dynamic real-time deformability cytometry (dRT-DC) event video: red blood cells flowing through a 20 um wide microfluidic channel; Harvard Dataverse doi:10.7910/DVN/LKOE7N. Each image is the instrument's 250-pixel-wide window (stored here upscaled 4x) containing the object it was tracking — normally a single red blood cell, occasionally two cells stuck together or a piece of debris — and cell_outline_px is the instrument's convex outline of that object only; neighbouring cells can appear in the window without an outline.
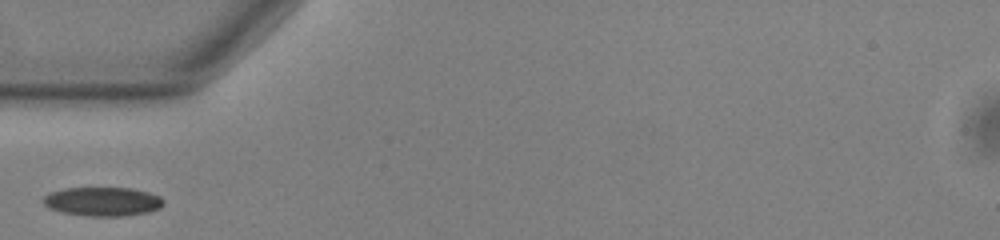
{"species": "common noctule bat (a hibernating species)", "species_latin": "Nyctalus noctula", "temperature_condition": "warm", "stored_images_in_passage": 37, "camera_frame_rate_fps": 3000, "um_per_image_px": 0.085, "animal": {"sex": "male", "body_mass_g": 13.0, "forearm_length_mm": 53.1}, "frame": {"image": 1, "passage_image": 1, "time_ms": 0.0, "image_size_px": [1000, 240], "cell_outline_px": [[164, 204], [160, 208], [148, 212], [120, 216], [84, 216], [60, 212], [48, 208], [44, 204], [44, 196], [52, 192], [64, 188], [132, 188], [148, 192], [160, 196], [164, 200]], "centroid_in_image_um": [8.73, 17.13], "position_along_channel_um": 76.3, "area_um2": 20.35}}
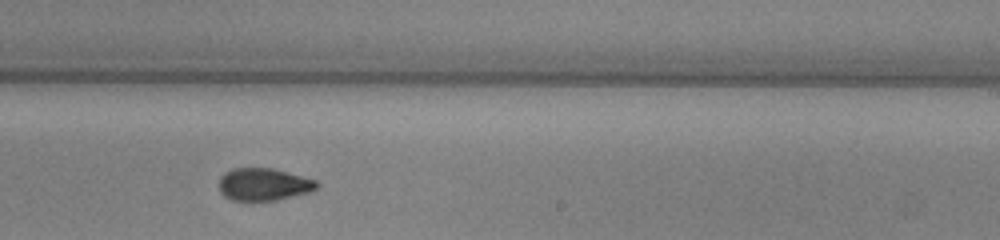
{"frame": {"image": 2, "passage_image": 16, "time_ms": 5.0, "image_size_px": [1000, 240], "cell_outline_px": [[320, 184], [312, 192], [276, 200], [232, 200], [224, 196], [220, 192], [220, 176], [224, 172], [232, 168], [272, 168], [316, 180]], "centroid_in_image_um": [22.42, 15.67], "position_along_channel_um": 266.6, "area_um2": 18.5}}
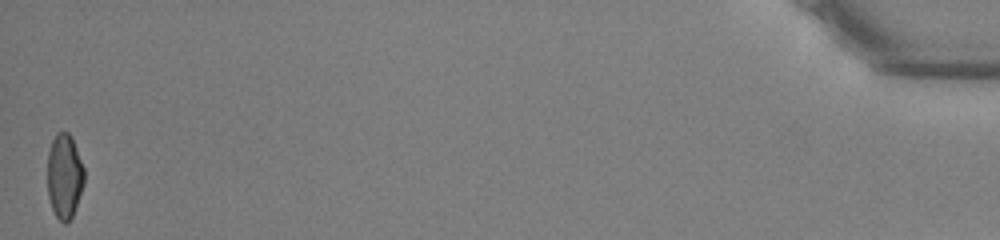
{"frame": {"image": 3, "passage_image": 37, "time_ms": 12.0, "image_size_px": [1000, 240], "cell_outline_px": [[84, 184], [72, 216], [64, 224], [56, 216], [52, 208], [48, 196], [48, 152], [52, 140], [60, 132], [68, 132], [72, 136], [84, 168]], "centroid_in_image_um": [5.48, 14.96], "position_along_channel_um": 429.7, "area_um2": 17.98}}